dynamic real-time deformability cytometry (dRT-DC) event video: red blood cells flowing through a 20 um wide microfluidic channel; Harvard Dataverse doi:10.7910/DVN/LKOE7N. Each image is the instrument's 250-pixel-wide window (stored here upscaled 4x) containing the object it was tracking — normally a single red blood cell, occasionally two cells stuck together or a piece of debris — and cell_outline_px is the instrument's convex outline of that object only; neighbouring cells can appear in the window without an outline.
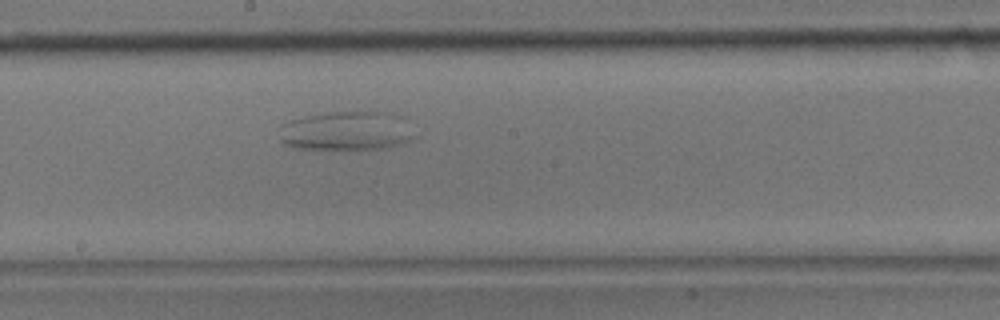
{"species": "common noctule bat (a hibernating species)", "species_latin": "Nyctalus noctula", "temperature_condition": "room temperature", "stored_images_in_passage": 44, "camera_frame_rate_fps": 3000, "um_per_image_px": 0.085, "animal": {"sex": "male", "body_mass_g": 17.9}, "frame": {"image": 1, "passage_image": 20, "time_ms": 6.333, "image_size_px": [1000, 320], "cell_outline_px": [[416, 136], [412, 140], [400, 144], [384, 148], [300, 148], [284, 144], [280, 140], [280, 124], [288, 120], [304, 116], [332, 112], [388, 112], [408, 116]], "centroid_in_image_um": [29.54, 11.09], "position_along_channel_um": 218.7, "area_um2": 31.15}}
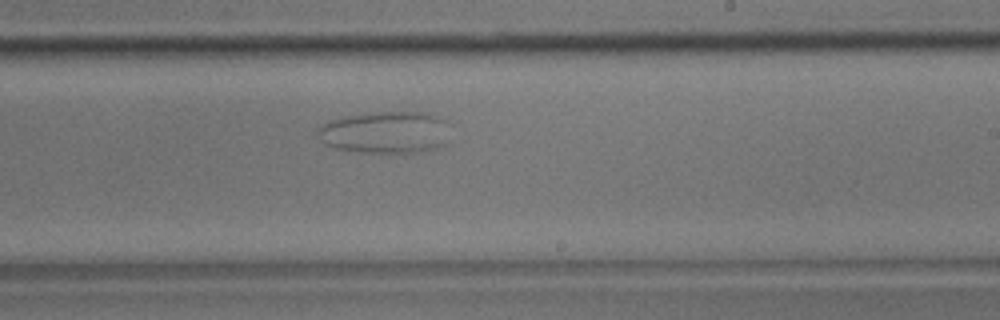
{"frame": {"image": 2, "passage_image": 23, "time_ms": 7.333, "image_size_px": [1000, 320], "cell_outline_px": [[448, 140], [444, 144], [436, 148], [424, 152], [348, 152], [332, 148], [324, 144], [316, 136], [316, 128], [320, 124], [328, 120], [340, 116], [372, 112], [428, 112], [448, 120]], "centroid_in_image_um": [32.7, 11.24], "position_along_channel_um": 256.3, "area_um2": 33.52}}